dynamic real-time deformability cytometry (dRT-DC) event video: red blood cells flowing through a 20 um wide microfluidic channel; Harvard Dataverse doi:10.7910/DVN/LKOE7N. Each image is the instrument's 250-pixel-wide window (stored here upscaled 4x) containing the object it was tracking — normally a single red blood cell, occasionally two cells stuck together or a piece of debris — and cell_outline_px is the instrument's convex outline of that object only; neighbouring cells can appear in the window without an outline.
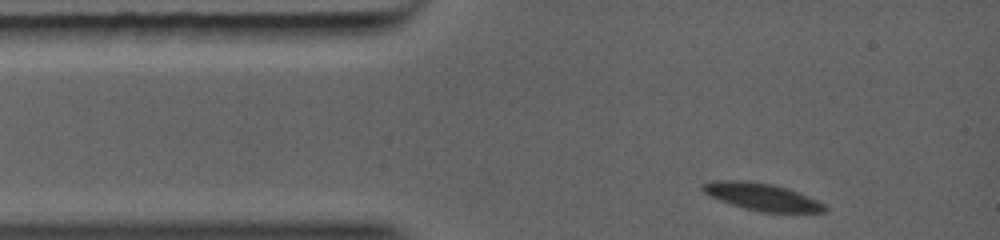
{"species": "common noctule bat (a hibernating species)", "species_latin": "Nyctalus noctula", "temperature_condition": "warm", "stored_images_in_passage": 36, "camera_frame_rate_fps": 5000, "um_per_image_px": 0.085, "animal": {"sex": "female", "body_mass_g": 19.0, "forearm_length_mm": 56.7}, "frame": {"image": 1, "passage_image": 1, "time_ms": 0.0, "image_size_px": [1000, 240], "cell_outline_px": [[828, 208], [824, 212], [760, 212], [744, 208], [720, 200], [704, 192], [700, 188], [700, 184], [712, 180], [744, 180], [772, 184], [788, 188], [808, 196], [824, 204]], "centroid_in_image_um": [64.74, 16.71], "position_along_channel_um": 20.3, "area_um2": 19.36}}
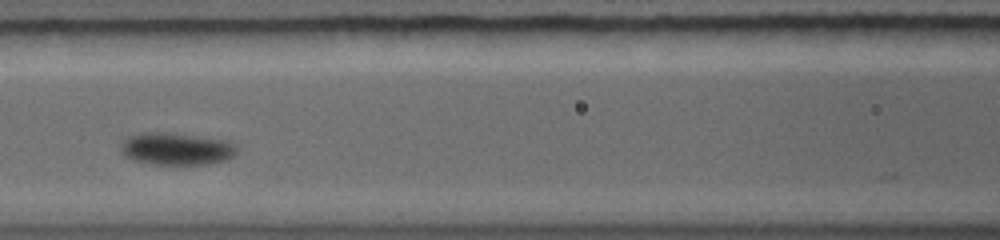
{"frame": {"image": 2, "passage_image": 14, "time_ms": 3.6, "image_size_px": [1000, 240], "cell_outline_px": [[236, 152], [228, 160], [212, 164], [148, 164], [132, 160], [124, 156], [120, 152], [120, 140], [128, 136], [140, 132], [160, 132], [232, 140], [236, 144]], "centroid_in_image_um": [14.96, 12.65], "position_along_channel_um": 151.6, "area_um2": 22.37}}
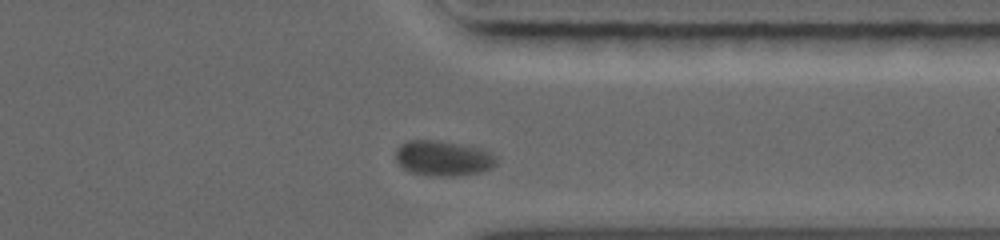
{"frame": {"image": 3, "passage_image": 32, "time_ms": 8.4, "image_size_px": [1000, 240], "cell_outline_px": [[496, 164], [492, 168], [480, 172], [456, 176], [436, 176], [412, 172], [404, 168], [396, 160], [396, 148], [400, 144], [408, 140], [440, 140], [488, 148], [496, 156]], "centroid_in_image_um": [37.73, 13.42], "position_along_channel_um": 373.7, "area_um2": 21.1}}